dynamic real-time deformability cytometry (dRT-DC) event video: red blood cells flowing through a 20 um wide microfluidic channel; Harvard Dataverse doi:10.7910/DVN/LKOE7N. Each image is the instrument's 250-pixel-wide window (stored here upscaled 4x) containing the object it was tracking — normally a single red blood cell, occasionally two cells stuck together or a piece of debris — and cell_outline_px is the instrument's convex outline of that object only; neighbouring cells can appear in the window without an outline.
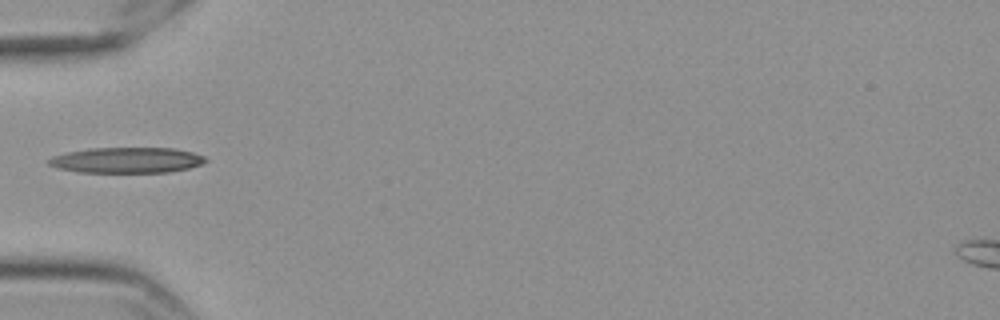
{"species": "Egyptian fruit bat (a non-hibernating species)", "species_latin": "Rousettus aegyptiacus", "temperature_condition": "cold", "stored_images_in_passage": 39, "camera_frame_rate_fps": 3000, "um_per_image_px": 0.085, "frame": {"image": 1, "passage_image": 1, "time_ms": 0.0, "image_size_px": [1000, 320], "cell_outline_px": [[208, 160], [200, 164], [188, 168], [168, 172], [80, 172], [60, 168], [48, 164], [48, 160], [52, 156], [68, 152], [88, 148], [176, 148], [192, 152], [204, 156]], "centroid_in_image_um": [10.79, 13.6], "position_along_channel_um": 74.2, "area_um2": 23.24}}
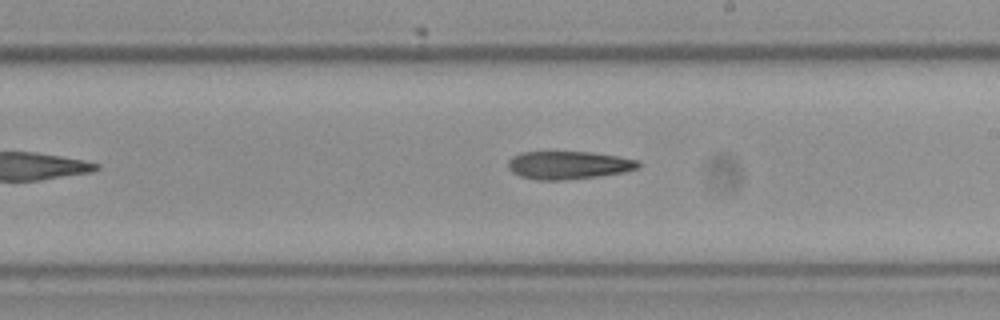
{"frame": {"image": 2, "passage_image": 15, "time_ms": 4.667, "image_size_px": [1000, 320], "cell_outline_px": [[640, 164], [636, 168], [624, 172], [568, 180], [536, 180], [520, 176], [512, 172], [508, 168], [508, 160], [512, 156], [520, 152], [588, 152], [616, 156], [636, 160]], "centroid_in_image_um": [48.24, 14.04], "position_along_channel_um": 240.8, "area_um2": 21.1}}
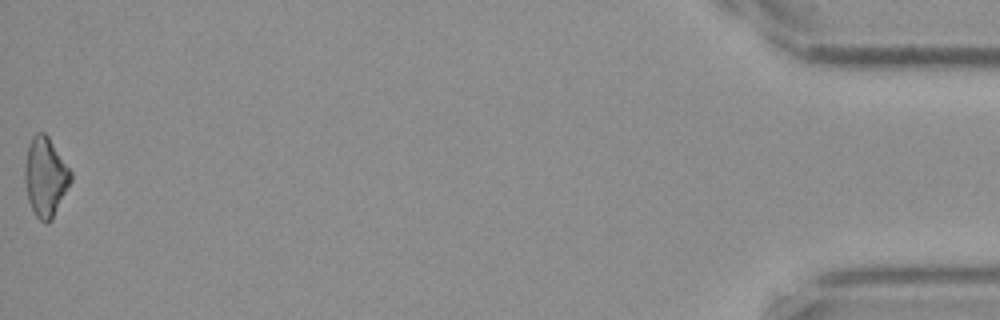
{"frame": {"image": 3, "passage_image": 39, "time_ms": 12.667, "image_size_px": [1000, 320], "cell_outline_px": [[72, 180], [52, 220], [48, 224], [40, 220], [36, 216], [28, 200], [24, 180], [24, 168], [28, 144], [32, 136], [36, 132], [44, 132], [48, 136], [72, 172]], "centroid_in_image_um": [3.86, 15.03], "position_along_channel_um": 431.3, "area_um2": 21.33}}